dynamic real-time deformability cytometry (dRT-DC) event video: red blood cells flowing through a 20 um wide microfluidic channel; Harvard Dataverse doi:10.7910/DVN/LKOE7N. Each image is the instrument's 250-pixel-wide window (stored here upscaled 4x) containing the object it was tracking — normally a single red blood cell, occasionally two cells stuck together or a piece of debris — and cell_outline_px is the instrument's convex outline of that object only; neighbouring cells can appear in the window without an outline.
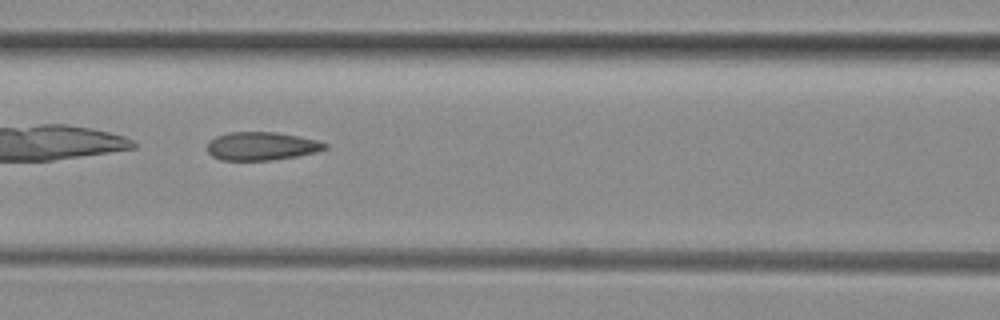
{"species": "common noctule bat (a hibernating species)", "species_latin": "Nyctalus noctula", "temperature_condition": "room temperature", "stored_images_in_passage": 5, "camera_frame_rate_fps": 3000, "um_per_image_px": 0.085, "animal": {"sex": "female", "body_mass_g": 29.2, "forearm_length_mm": 56.3}, "frame": {"image": 1, "passage_image": 3, "time_ms": 2.0, "image_size_px": [1000, 320], "cell_outline_px": [[328, 148], [316, 152], [296, 156], [272, 160], [220, 160], [212, 156], [208, 152], [208, 140], [216, 136], [228, 132], [276, 132], [316, 140], [328, 144]], "centroid_in_image_um": [22.2, 12.42], "position_along_channel_um": 144.4, "area_um2": 19.36}}
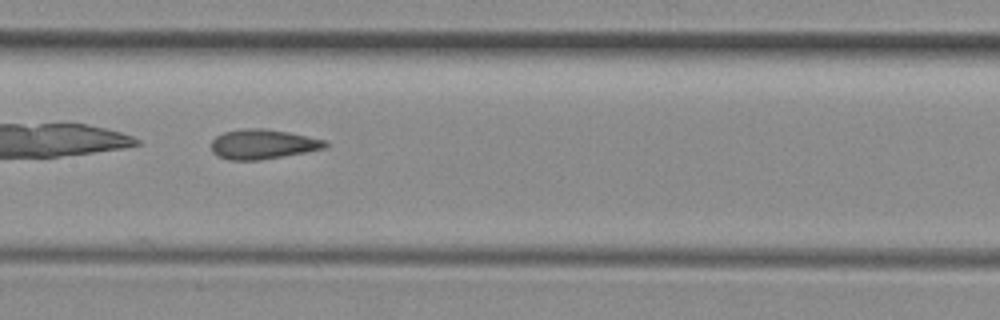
{"frame": {"image": 2, "passage_image": 4, "time_ms": 3.0, "image_size_px": [1000, 320], "cell_outline_px": [[328, 144], [324, 148], [308, 152], [260, 160], [228, 160], [216, 156], [212, 152], [212, 140], [216, 136], [224, 132], [244, 128], [264, 128], [288, 132], [324, 140]], "centroid_in_image_um": [22.3, 12.26], "position_along_channel_um": 185.1, "area_um2": 19.77}}
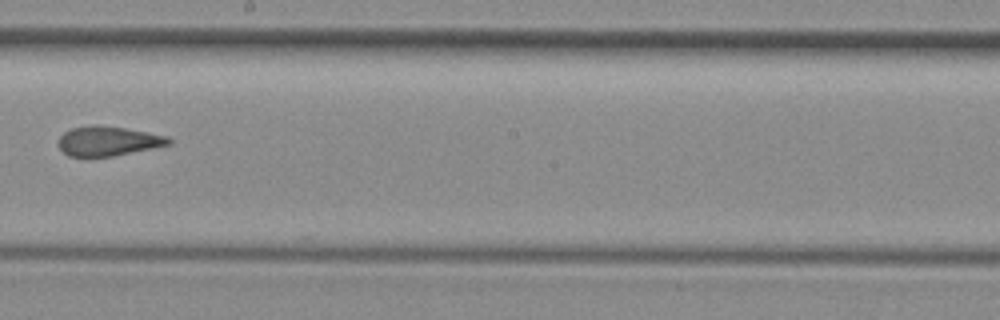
{"frame": {"image": 3, "passage_image": 5, "time_ms": 4.333, "image_size_px": [1000, 320], "cell_outline_px": [[172, 144], [112, 156], [68, 156], [60, 148], [60, 136], [64, 132], [72, 128], [96, 124], [124, 128], [148, 132], [168, 136], [172, 140]], "centroid_in_image_um": [9.22, 11.98], "position_along_channel_um": 239.0, "area_um2": 18.79}}